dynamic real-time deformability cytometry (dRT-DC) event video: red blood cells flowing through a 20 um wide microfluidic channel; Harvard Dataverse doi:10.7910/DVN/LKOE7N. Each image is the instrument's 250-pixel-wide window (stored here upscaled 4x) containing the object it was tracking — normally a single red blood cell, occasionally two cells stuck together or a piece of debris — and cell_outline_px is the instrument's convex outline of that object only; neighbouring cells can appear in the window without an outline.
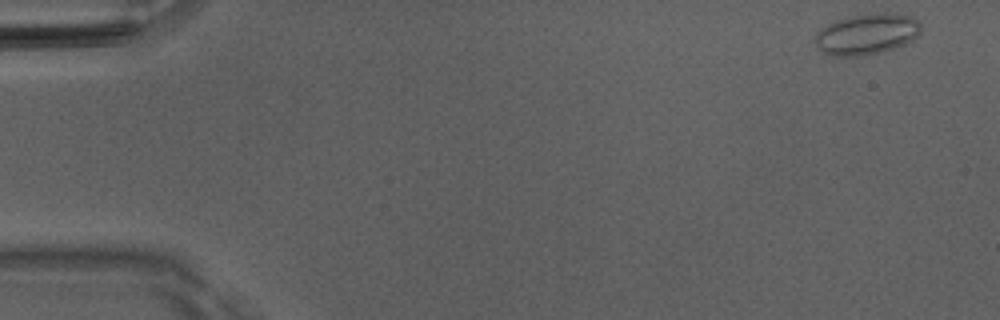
{"species": "Egyptian fruit bat (a non-hibernating species)", "species_latin": "Rousettus aegyptiacus", "temperature_condition": "room temperature", "stored_images_in_passage": 49, "camera_frame_rate_fps": 3000, "um_per_image_px": 0.085, "animal": {"sex": "male"}, "frame": {"image": 1, "passage_image": 1, "time_ms": 0.0, "image_size_px": [1000, 320], "cell_outline_px": [[920, 32], [912, 40], [904, 44], [880, 52], [860, 56], [832, 56], [816, 48], [812, 40], [816, 32], [820, 28], [836, 20], [852, 16], [876, 12], [912, 16], [920, 24]], "centroid_in_image_um": [73.6, 2.9], "position_along_channel_um": 11.4, "area_um2": 25.26}}
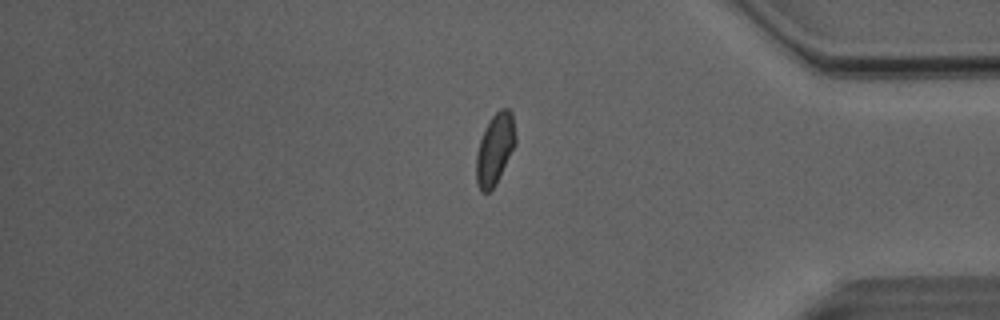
{"frame": {"image": 2, "passage_image": 41, "time_ms": 13.333, "image_size_px": [1000, 320], "cell_outline_px": [[516, 144], [496, 184], [488, 192], [480, 192], [476, 184], [476, 152], [480, 140], [492, 116], [500, 108], [508, 108], [512, 112], [516, 136]], "centroid_in_image_um": [42.07, 12.69], "position_along_channel_um": 393.1, "area_um2": 16.3}}
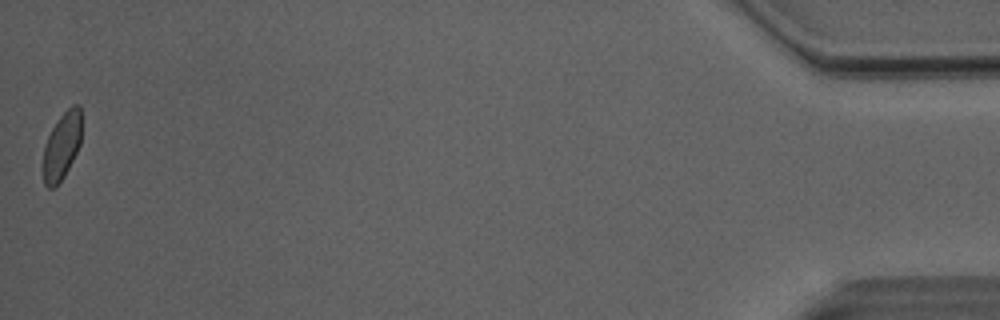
{"frame": {"image": 3, "passage_image": 49, "time_ms": 16.0, "image_size_px": [1000, 320], "cell_outline_px": [[80, 144], [64, 176], [56, 188], [48, 188], [44, 184], [40, 164], [44, 144], [56, 120], [72, 104], [80, 104]], "centroid_in_image_um": [5.18, 12.46], "position_along_channel_um": 430.0, "area_um2": 15.43}, "authors_computed_cell_mechanics": {"area_um2": 16.2996, "velocity_mm_per_s": 4.0754, "shape_relaxation_time_tau1_ms": 3.097, "shape_relaxation_time_tau2_ms": 1.0084, "deformation_change_tau1": 0.0566, "deformation_change_tau2": 0.0407}}